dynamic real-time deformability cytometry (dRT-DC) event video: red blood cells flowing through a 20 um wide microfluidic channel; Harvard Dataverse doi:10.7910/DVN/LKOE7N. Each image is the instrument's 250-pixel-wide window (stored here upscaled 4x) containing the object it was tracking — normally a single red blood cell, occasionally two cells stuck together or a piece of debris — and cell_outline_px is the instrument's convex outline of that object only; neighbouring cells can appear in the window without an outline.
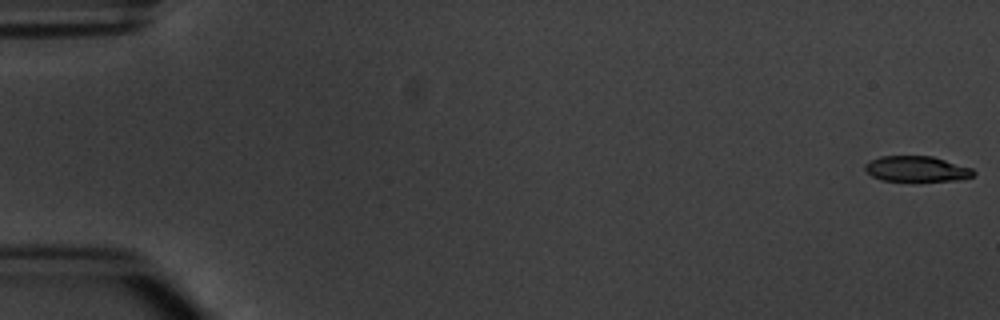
{"species": "common noctule bat (a hibernating species)", "species_latin": "Nyctalus noctula", "temperature_condition": "warm", "stored_images_in_passage": 6, "camera_frame_rate_fps": 3000, "um_per_image_px": 0.085, "animal": {"sex": "male", "body_mass_g": 20.1, "forearm_length_mm": 53.5}, "frame": {"image": 1, "passage_image": 1, "time_ms": 0.0, "image_size_px": [1000, 320], "cell_outline_px": [[976, 172], [972, 176], [964, 180], [920, 184], [912, 184], [880, 180], [872, 176], [864, 168], [864, 164], [880, 156], [932, 156], [972, 168]], "centroid_in_image_um": [77.95, 14.43], "position_along_channel_um": 7.1, "area_um2": 17.28}}